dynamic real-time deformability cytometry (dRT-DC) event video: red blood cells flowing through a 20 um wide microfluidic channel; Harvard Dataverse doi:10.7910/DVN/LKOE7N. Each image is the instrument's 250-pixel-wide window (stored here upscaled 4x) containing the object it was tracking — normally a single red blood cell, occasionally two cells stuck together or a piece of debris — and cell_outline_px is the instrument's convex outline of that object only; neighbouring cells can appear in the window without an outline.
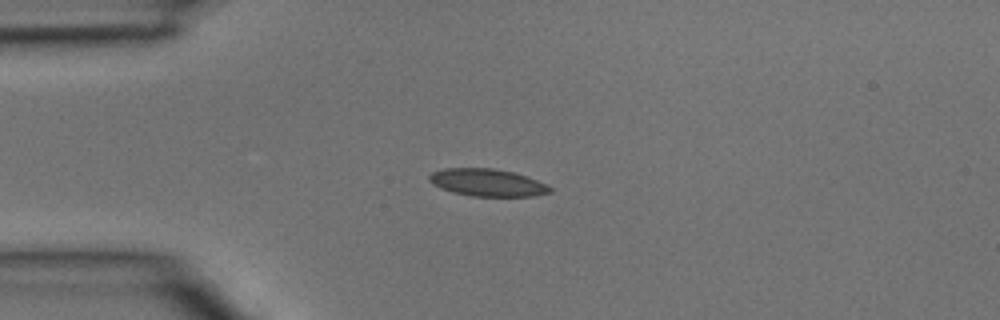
{"species": "common noctule bat (a hibernating species)", "species_latin": "Nyctalus noctula", "temperature_condition": "room temperature", "stored_images_in_passage": 3, "camera_frame_rate_fps": 3000, "um_per_image_px": 0.085, "animal": {"sex": "male", "body_mass_g": 15.6}, "frame": {"image": 1, "passage_image": 2, "time_ms": 0.333, "image_size_px": [1000, 320], "cell_outline_px": [[552, 192], [532, 196], [472, 196], [452, 192], [432, 184], [428, 180], [428, 176], [432, 172], [444, 168], [492, 168], [512, 172], [528, 176], [552, 188]], "centroid_in_image_um": [41.4, 15.51], "position_along_channel_um": 43.6, "area_um2": 19.19}}